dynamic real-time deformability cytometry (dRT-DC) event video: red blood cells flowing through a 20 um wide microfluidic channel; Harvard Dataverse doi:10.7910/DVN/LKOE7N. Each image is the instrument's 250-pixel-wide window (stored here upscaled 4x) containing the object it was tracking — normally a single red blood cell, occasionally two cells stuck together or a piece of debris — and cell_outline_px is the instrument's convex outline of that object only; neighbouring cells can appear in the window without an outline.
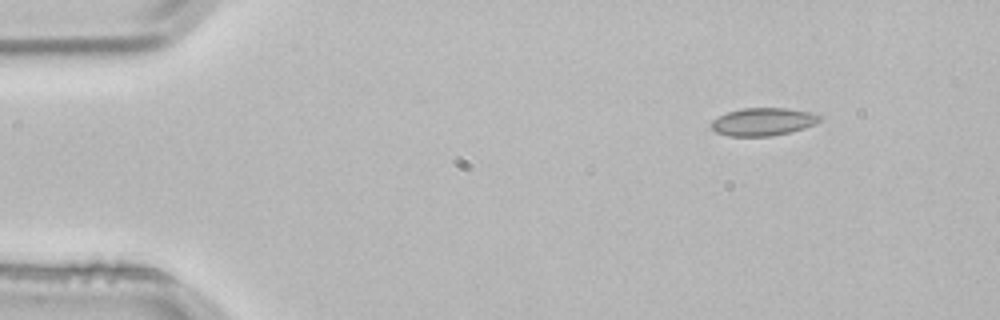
{"species": "common noctule bat (a hibernating species)", "species_latin": "Nyctalus noctula", "temperature_condition": "room temperature", "stored_images_in_passage": 3, "segment_of_instrument_passage": [1, 2], "camera_frame_rate_fps": 3000, "um_per_image_px": 0.085, "animal": {"sex": "male", "body_mass_g": 21.5, "forearm_length_mm": 52.0}, "frame": {"image": 1, "passage_image": 1, "time_ms": 0.0, "image_size_px": [1000, 320], "cell_outline_px": [[824, 116], [820, 120], [804, 128], [772, 136], [728, 136], [716, 132], [708, 124], [712, 120], [728, 112], [744, 108], [784, 108], [808, 112]], "centroid_in_image_um": [64.82, 10.35], "position_along_channel_um": 20.2, "area_um2": 17.4}}